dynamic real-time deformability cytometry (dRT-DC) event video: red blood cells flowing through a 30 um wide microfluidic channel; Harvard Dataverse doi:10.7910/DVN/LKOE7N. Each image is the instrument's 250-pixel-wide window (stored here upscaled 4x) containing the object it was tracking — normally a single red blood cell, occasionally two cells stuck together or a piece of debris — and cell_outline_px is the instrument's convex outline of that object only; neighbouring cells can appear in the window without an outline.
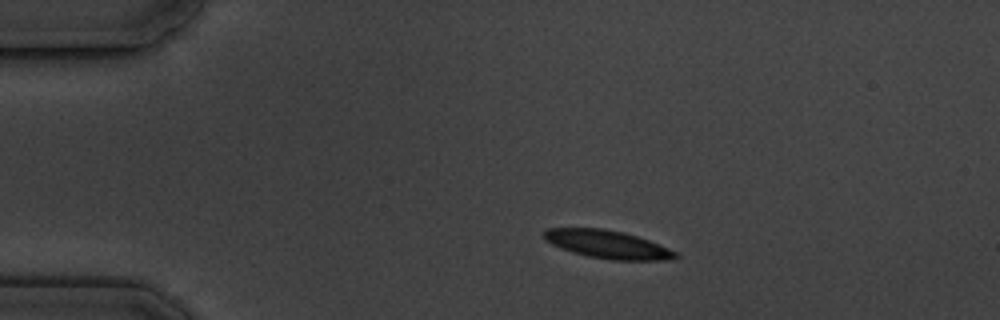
{"species": "common noctule bat (a hibernating species)", "species_latin": "Nyctalus noctula", "temperature_condition": "cold", "stored_images_in_passage": 8, "camera_frame_rate_fps": 3000, "um_per_image_px": 0.085, "animal": {"sex": "male", "body_mass_g": 19.5, "forearm_length_mm": 54.6}, "frame": {"image": 1, "passage_image": 1, "time_ms": 0.0, "image_size_px": [1000, 320], "cell_outline_px": [[680, 256], [668, 260], [612, 260], [588, 256], [572, 252], [560, 248], [552, 244], [544, 236], [544, 232], [548, 228], [604, 228], [624, 232], [648, 240], [668, 248], [676, 252]], "centroid_in_image_um": [51.66, 20.77], "position_along_channel_um": 33.3, "area_um2": 21.33}}
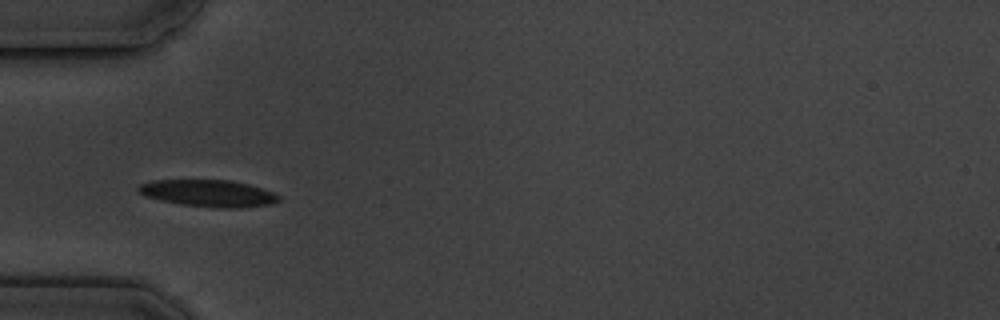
{"frame": {"image": 2, "passage_image": 3, "time_ms": 2.333, "image_size_px": [1000, 320], "cell_outline_px": [[280, 200], [272, 204], [240, 208], [216, 208], [180, 204], [160, 200], [144, 196], [136, 192], [136, 188], [140, 184], [152, 180], [228, 180], [248, 184], [272, 192], [280, 196]], "centroid_in_image_um": [17.67, 16.43], "position_along_channel_um": 67.3, "area_um2": 22.14}}